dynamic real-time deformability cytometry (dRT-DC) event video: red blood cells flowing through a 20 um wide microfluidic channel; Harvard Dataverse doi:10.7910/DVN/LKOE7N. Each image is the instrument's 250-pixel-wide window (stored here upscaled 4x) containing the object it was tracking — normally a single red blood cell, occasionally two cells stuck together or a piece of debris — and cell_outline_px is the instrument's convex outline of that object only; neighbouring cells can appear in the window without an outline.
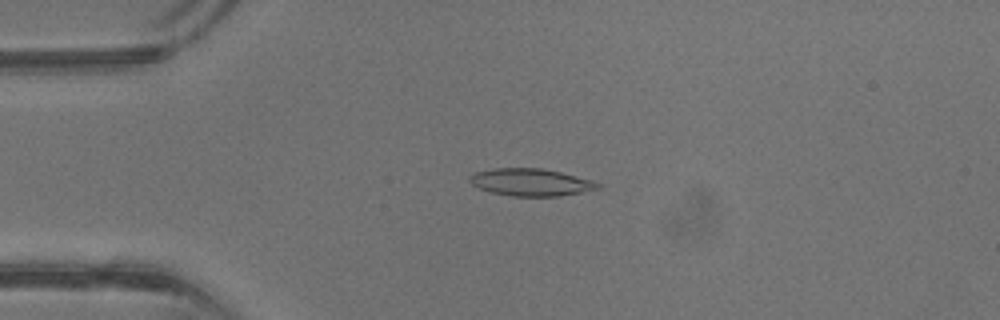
{"species": "common noctule bat (a hibernating species)", "species_latin": "Nyctalus noctula", "temperature_condition": "warm", "stored_images_in_passage": 41, "camera_frame_rate_fps": 3000, "um_per_image_px": 0.085, "animal": {"sex": "male", "body_mass_g": 13.3}, "frame": {"image": 1, "passage_image": 10, "time_ms": 3.0, "image_size_px": [1000, 320], "cell_outline_px": [[604, 188], [560, 196], [512, 196], [492, 192], [480, 188], [472, 184], [468, 180], [468, 176], [476, 172], [492, 168], [540, 168], [560, 172], [592, 180], [600, 184]], "centroid_in_image_um": [45.14, 15.49], "position_along_channel_um": 39.9, "area_um2": 20.4}}
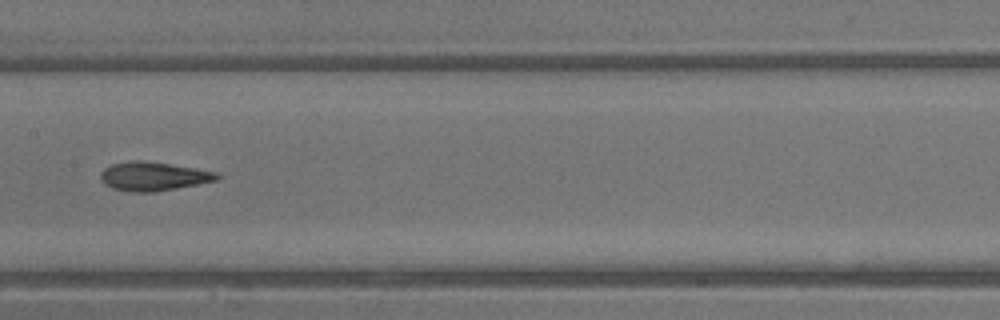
{"frame": {"image": 2, "passage_image": 21, "time_ms": 6.667, "image_size_px": [1000, 320], "cell_outline_px": [[220, 176], [216, 180], [156, 192], [132, 192], [112, 188], [104, 184], [100, 180], [100, 172], [104, 168], [112, 164], [136, 160], [140, 160], [196, 168], [220, 172]], "centroid_in_image_um": [13.02, 14.99], "position_along_channel_um": 194.4, "area_um2": 19.48}}
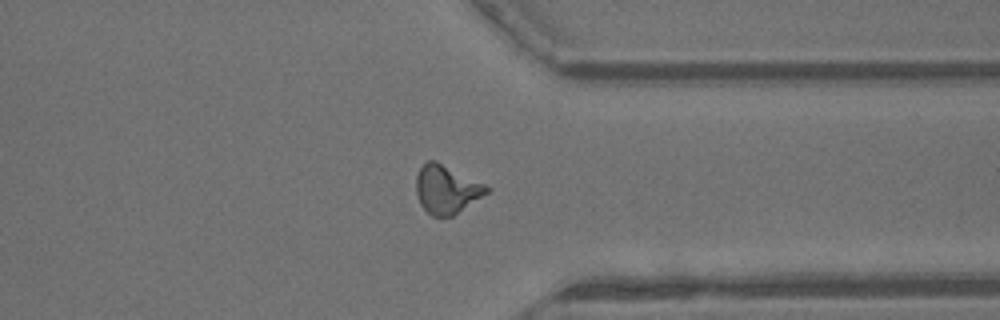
{"frame": {"image": 3, "passage_image": 32, "time_ms": 10.333, "image_size_px": [1000, 320], "cell_outline_px": [[492, 188], [488, 192], [452, 216], [432, 216], [420, 204], [416, 192], [416, 176], [420, 168], [428, 160], [436, 160]], "centroid_in_image_um": [37.93, 16.08], "position_along_channel_um": 373.5, "area_um2": 19.59}, "authors_computed_cell_mechanics": {"area_um2": 19.4208, "velocity_mm_per_s": 4.9913, "shape_relaxation_time_tau1_ms": null, "shape_relaxation_time_tau2_ms": 2.3255, "deformation_change_tau1": null, "deformation_change_tau2": 0.124}}